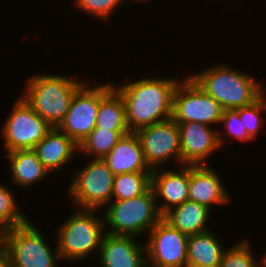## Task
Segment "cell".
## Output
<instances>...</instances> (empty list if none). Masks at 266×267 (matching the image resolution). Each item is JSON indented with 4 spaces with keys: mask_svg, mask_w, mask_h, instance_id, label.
<instances>
[{
    "mask_svg": "<svg viewBox=\"0 0 266 267\" xmlns=\"http://www.w3.org/2000/svg\"><path fill=\"white\" fill-rule=\"evenodd\" d=\"M178 79L141 78L113 86L121 95L130 132L172 118L173 96Z\"/></svg>",
    "mask_w": 266,
    "mask_h": 267,
    "instance_id": "obj_1",
    "label": "cell"
},
{
    "mask_svg": "<svg viewBox=\"0 0 266 267\" xmlns=\"http://www.w3.org/2000/svg\"><path fill=\"white\" fill-rule=\"evenodd\" d=\"M189 77L216 99L223 110L249 106L266 92L264 86L251 76L225 64L213 65L200 73L190 74Z\"/></svg>",
    "mask_w": 266,
    "mask_h": 267,
    "instance_id": "obj_2",
    "label": "cell"
},
{
    "mask_svg": "<svg viewBox=\"0 0 266 267\" xmlns=\"http://www.w3.org/2000/svg\"><path fill=\"white\" fill-rule=\"evenodd\" d=\"M27 80L26 91L21 97L53 128L63 121L75 92L85 83L48 73H39Z\"/></svg>",
    "mask_w": 266,
    "mask_h": 267,
    "instance_id": "obj_3",
    "label": "cell"
},
{
    "mask_svg": "<svg viewBox=\"0 0 266 267\" xmlns=\"http://www.w3.org/2000/svg\"><path fill=\"white\" fill-rule=\"evenodd\" d=\"M154 191L150 187L144 194L122 201H111L104 210L105 233L135 236L150 231L162 218Z\"/></svg>",
    "mask_w": 266,
    "mask_h": 267,
    "instance_id": "obj_4",
    "label": "cell"
},
{
    "mask_svg": "<svg viewBox=\"0 0 266 267\" xmlns=\"http://www.w3.org/2000/svg\"><path fill=\"white\" fill-rule=\"evenodd\" d=\"M99 210L79 209L56 229V245L60 260H83L93 251H98L105 234L104 219L95 212ZM94 212V213H93Z\"/></svg>",
    "mask_w": 266,
    "mask_h": 267,
    "instance_id": "obj_5",
    "label": "cell"
},
{
    "mask_svg": "<svg viewBox=\"0 0 266 267\" xmlns=\"http://www.w3.org/2000/svg\"><path fill=\"white\" fill-rule=\"evenodd\" d=\"M47 243L45 235L30 220L3 232L2 246L8 253L10 264L15 267H57V260H60L58 248L54 251Z\"/></svg>",
    "mask_w": 266,
    "mask_h": 267,
    "instance_id": "obj_6",
    "label": "cell"
},
{
    "mask_svg": "<svg viewBox=\"0 0 266 267\" xmlns=\"http://www.w3.org/2000/svg\"><path fill=\"white\" fill-rule=\"evenodd\" d=\"M73 176L68 190L71 204L99 210L111 203L115 175L103 159L91 160Z\"/></svg>",
    "mask_w": 266,
    "mask_h": 267,
    "instance_id": "obj_7",
    "label": "cell"
},
{
    "mask_svg": "<svg viewBox=\"0 0 266 267\" xmlns=\"http://www.w3.org/2000/svg\"><path fill=\"white\" fill-rule=\"evenodd\" d=\"M1 128L5 152L34 149L53 128L19 96Z\"/></svg>",
    "mask_w": 266,
    "mask_h": 267,
    "instance_id": "obj_8",
    "label": "cell"
},
{
    "mask_svg": "<svg viewBox=\"0 0 266 267\" xmlns=\"http://www.w3.org/2000/svg\"><path fill=\"white\" fill-rule=\"evenodd\" d=\"M176 86L172 119L178 123L199 122L208 126L221 124L223 108L189 76Z\"/></svg>",
    "mask_w": 266,
    "mask_h": 267,
    "instance_id": "obj_9",
    "label": "cell"
},
{
    "mask_svg": "<svg viewBox=\"0 0 266 267\" xmlns=\"http://www.w3.org/2000/svg\"><path fill=\"white\" fill-rule=\"evenodd\" d=\"M148 233L145 248L149 267H187L188 236L163 218Z\"/></svg>",
    "mask_w": 266,
    "mask_h": 267,
    "instance_id": "obj_10",
    "label": "cell"
},
{
    "mask_svg": "<svg viewBox=\"0 0 266 267\" xmlns=\"http://www.w3.org/2000/svg\"><path fill=\"white\" fill-rule=\"evenodd\" d=\"M142 145L144 157L148 166L154 170L163 163L178 160L181 166L179 125L172 119H167L136 131Z\"/></svg>",
    "mask_w": 266,
    "mask_h": 267,
    "instance_id": "obj_11",
    "label": "cell"
},
{
    "mask_svg": "<svg viewBox=\"0 0 266 267\" xmlns=\"http://www.w3.org/2000/svg\"><path fill=\"white\" fill-rule=\"evenodd\" d=\"M85 82L74 94L69 110L57 127L77 145L84 140L96 126V116L100 103V85L93 87Z\"/></svg>",
    "mask_w": 266,
    "mask_h": 267,
    "instance_id": "obj_12",
    "label": "cell"
},
{
    "mask_svg": "<svg viewBox=\"0 0 266 267\" xmlns=\"http://www.w3.org/2000/svg\"><path fill=\"white\" fill-rule=\"evenodd\" d=\"M180 131L181 165H205L207 158L220 146L218 130L199 123H178ZM218 149V150H217Z\"/></svg>",
    "mask_w": 266,
    "mask_h": 267,
    "instance_id": "obj_13",
    "label": "cell"
},
{
    "mask_svg": "<svg viewBox=\"0 0 266 267\" xmlns=\"http://www.w3.org/2000/svg\"><path fill=\"white\" fill-rule=\"evenodd\" d=\"M135 236L105 233L99 248L102 267H147L145 244Z\"/></svg>",
    "mask_w": 266,
    "mask_h": 267,
    "instance_id": "obj_14",
    "label": "cell"
},
{
    "mask_svg": "<svg viewBox=\"0 0 266 267\" xmlns=\"http://www.w3.org/2000/svg\"><path fill=\"white\" fill-rule=\"evenodd\" d=\"M181 168V169H180ZM178 170L154 169L151 173V187L155 198L161 196L164 200L158 205L159 212L164 215L171 208L188 200L189 195V165H181Z\"/></svg>",
    "mask_w": 266,
    "mask_h": 267,
    "instance_id": "obj_15",
    "label": "cell"
},
{
    "mask_svg": "<svg viewBox=\"0 0 266 267\" xmlns=\"http://www.w3.org/2000/svg\"><path fill=\"white\" fill-rule=\"evenodd\" d=\"M218 173L207 165H189L188 200L197 202L212 210V205L227 204L228 192Z\"/></svg>",
    "mask_w": 266,
    "mask_h": 267,
    "instance_id": "obj_16",
    "label": "cell"
},
{
    "mask_svg": "<svg viewBox=\"0 0 266 267\" xmlns=\"http://www.w3.org/2000/svg\"><path fill=\"white\" fill-rule=\"evenodd\" d=\"M103 160L114 175L153 171L146 163L142 145L136 132L123 135Z\"/></svg>",
    "mask_w": 266,
    "mask_h": 267,
    "instance_id": "obj_17",
    "label": "cell"
},
{
    "mask_svg": "<svg viewBox=\"0 0 266 267\" xmlns=\"http://www.w3.org/2000/svg\"><path fill=\"white\" fill-rule=\"evenodd\" d=\"M50 172L61 170L72 159L78 145L58 128H52L33 149Z\"/></svg>",
    "mask_w": 266,
    "mask_h": 267,
    "instance_id": "obj_18",
    "label": "cell"
},
{
    "mask_svg": "<svg viewBox=\"0 0 266 267\" xmlns=\"http://www.w3.org/2000/svg\"><path fill=\"white\" fill-rule=\"evenodd\" d=\"M210 211L206 206L187 200L171 208L163 215V219L189 237L210 230V227L206 226Z\"/></svg>",
    "mask_w": 266,
    "mask_h": 267,
    "instance_id": "obj_19",
    "label": "cell"
},
{
    "mask_svg": "<svg viewBox=\"0 0 266 267\" xmlns=\"http://www.w3.org/2000/svg\"><path fill=\"white\" fill-rule=\"evenodd\" d=\"M95 128L129 130L124 101L113 88V83L100 85V103Z\"/></svg>",
    "mask_w": 266,
    "mask_h": 267,
    "instance_id": "obj_20",
    "label": "cell"
},
{
    "mask_svg": "<svg viewBox=\"0 0 266 267\" xmlns=\"http://www.w3.org/2000/svg\"><path fill=\"white\" fill-rule=\"evenodd\" d=\"M6 154L10 162L12 182L20 188L26 189L36 182H42L49 173L33 149L15 150Z\"/></svg>",
    "mask_w": 266,
    "mask_h": 267,
    "instance_id": "obj_21",
    "label": "cell"
},
{
    "mask_svg": "<svg viewBox=\"0 0 266 267\" xmlns=\"http://www.w3.org/2000/svg\"><path fill=\"white\" fill-rule=\"evenodd\" d=\"M212 230L194 234L188 239L187 267H202L221 264L223 248Z\"/></svg>",
    "mask_w": 266,
    "mask_h": 267,
    "instance_id": "obj_22",
    "label": "cell"
},
{
    "mask_svg": "<svg viewBox=\"0 0 266 267\" xmlns=\"http://www.w3.org/2000/svg\"><path fill=\"white\" fill-rule=\"evenodd\" d=\"M130 133V130H109L94 128L92 132L78 145V152L92 154L94 159H103L117 144V142Z\"/></svg>",
    "mask_w": 266,
    "mask_h": 267,
    "instance_id": "obj_23",
    "label": "cell"
},
{
    "mask_svg": "<svg viewBox=\"0 0 266 267\" xmlns=\"http://www.w3.org/2000/svg\"><path fill=\"white\" fill-rule=\"evenodd\" d=\"M151 173L133 172L115 175L112 201H122L144 194L151 187Z\"/></svg>",
    "mask_w": 266,
    "mask_h": 267,
    "instance_id": "obj_24",
    "label": "cell"
},
{
    "mask_svg": "<svg viewBox=\"0 0 266 267\" xmlns=\"http://www.w3.org/2000/svg\"><path fill=\"white\" fill-rule=\"evenodd\" d=\"M16 200L12 191L0 184V227L4 230L25 225L29 221L18 208Z\"/></svg>",
    "mask_w": 266,
    "mask_h": 267,
    "instance_id": "obj_25",
    "label": "cell"
},
{
    "mask_svg": "<svg viewBox=\"0 0 266 267\" xmlns=\"http://www.w3.org/2000/svg\"><path fill=\"white\" fill-rule=\"evenodd\" d=\"M250 244L248 239L242 240L226 249L221 261L222 267H266V255L261 262L257 261L252 254Z\"/></svg>",
    "mask_w": 266,
    "mask_h": 267,
    "instance_id": "obj_26",
    "label": "cell"
},
{
    "mask_svg": "<svg viewBox=\"0 0 266 267\" xmlns=\"http://www.w3.org/2000/svg\"><path fill=\"white\" fill-rule=\"evenodd\" d=\"M266 111V93L249 106L239 108V117L244 123L248 135L256 140L258 131L263 123L261 113Z\"/></svg>",
    "mask_w": 266,
    "mask_h": 267,
    "instance_id": "obj_27",
    "label": "cell"
},
{
    "mask_svg": "<svg viewBox=\"0 0 266 267\" xmlns=\"http://www.w3.org/2000/svg\"><path fill=\"white\" fill-rule=\"evenodd\" d=\"M220 123H223L225 125L224 131H227L223 133H221L222 131H220L218 133L219 143L221 147H224V142H228L226 140V134L227 136L229 135V138L231 137L233 139L232 141L238 139L240 141L243 140L251 142L250 140H252V138L248 135L245 125L239 117V109L224 110ZM224 133H226L225 136Z\"/></svg>",
    "mask_w": 266,
    "mask_h": 267,
    "instance_id": "obj_28",
    "label": "cell"
},
{
    "mask_svg": "<svg viewBox=\"0 0 266 267\" xmlns=\"http://www.w3.org/2000/svg\"><path fill=\"white\" fill-rule=\"evenodd\" d=\"M73 6L80 11L87 12L88 15H94L103 21L109 20V17L114 13L117 6L123 0H74Z\"/></svg>",
    "mask_w": 266,
    "mask_h": 267,
    "instance_id": "obj_29",
    "label": "cell"
},
{
    "mask_svg": "<svg viewBox=\"0 0 266 267\" xmlns=\"http://www.w3.org/2000/svg\"><path fill=\"white\" fill-rule=\"evenodd\" d=\"M10 265V259L6 249L0 246V267H8Z\"/></svg>",
    "mask_w": 266,
    "mask_h": 267,
    "instance_id": "obj_30",
    "label": "cell"
},
{
    "mask_svg": "<svg viewBox=\"0 0 266 267\" xmlns=\"http://www.w3.org/2000/svg\"><path fill=\"white\" fill-rule=\"evenodd\" d=\"M4 229L0 227V238H3Z\"/></svg>",
    "mask_w": 266,
    "mask_h": 267,
    "instance_id": "obj_31",
    "label": "cell"
},
{
    "mask_svg": "<svg viewBox=\"0 0 266 267\" xmlns=\"http://www.w3.org/2000/svg\"><path fill=\"white\" fill-rule=\"evenodd\" d=\"M202 267H206V266H202ZM207 267H222L221 264H217V265H211V266H207Z\"/></svg>",
    "mask_w": 266,
    "mask_h": 267,
    "instance_id": "obj_32",
    "label": "cell"
},
{
    "mask_svg": "<svg viewBox=\"0 0 266 267\" xmlns=\"http://www.w3.org/2000/svg\"><path fill=\"white\" fill-rule=\"evenodd\" d=\"M123 1H126V0H123ZM134 1H137V2L139 1V2L143 3L144 1L147 2L148 0H134Z\"/></svg>",
    "mask_w": 266,
    "mask_h": 267,
    "instance_id": "obj_33",
    "label": "cell"
},
{
    "mask_svg": "<svg viewBox=\"0 0 266 267\" xmlns=\"http://www.w3.org/2000/svg\"><path fill=\"white\" fill-rule=\"evenodd\" d=\"M3 238H0V246H2Z\"/></svg>",
    "mask_w": 266,
    "mask_h": 267,
    "instance_id": "obj_34",
    "label": "cell"
}]
</instances>
